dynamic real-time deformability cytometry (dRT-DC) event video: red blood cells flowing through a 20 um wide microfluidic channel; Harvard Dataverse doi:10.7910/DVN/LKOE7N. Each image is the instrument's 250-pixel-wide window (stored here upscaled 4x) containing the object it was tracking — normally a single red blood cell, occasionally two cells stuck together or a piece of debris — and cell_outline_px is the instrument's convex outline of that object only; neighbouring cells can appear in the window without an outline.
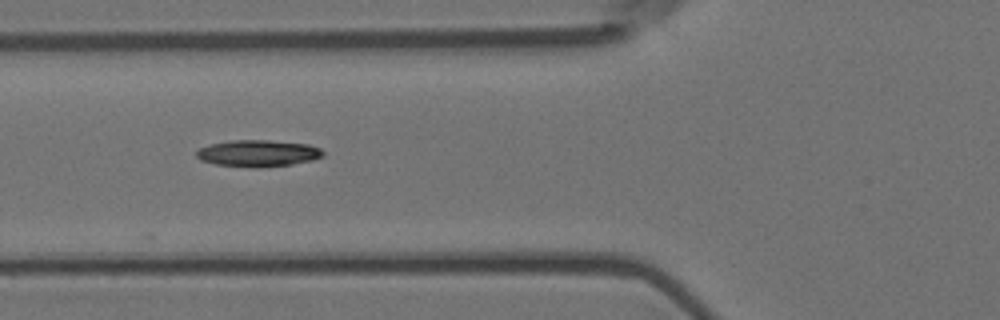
{"species": "Egyptian fruit bat (a non-hibernating species)", "species_latin": "Rousettus aegyptiacus", "temperature_condition": "room temperature", "stored_images_in_passage": 7, "camera_frame_rate_fps": 3000, "um_per_image_px": 0.085, "animal": {"sex": "female"}, "frame": {"image": 1, "passage_image": 3, "time_ms": 0.667, "image_size_px": [1000, 320], "cell_outline_px": [[324, 156], [312, 160], [292, 164], [256, 168], [216, 164], [200, 160], [196, 156], [196, 152], [200, 148], [212, 144], [232, 140], [268, 140], [308, 144], [320, 148], [324, 152]], "centroid_in_image_um": [21.95, 13.03], "position_along_channel_um": 103.8, "area_um2": 19.59}}
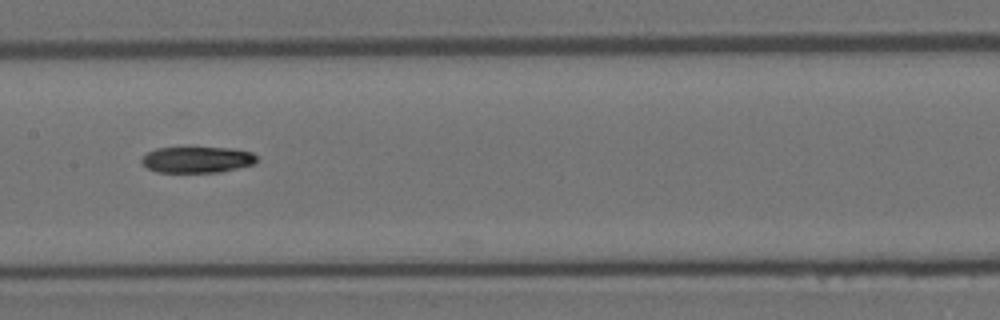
{"frame": {"image": 2, "passage_image": 5, "time_ms": 1.333, "image_size_px": [1000, 320], "cell_outline_px": [[256, 164], [220, 172], [156, 172], [148, 168], [140, 160], [148, 152], [156, 148], [232, 148], [252, 152], [256, 156]], "centroid_in_image_um": [16.78, 13.58], "position_along_channel_um": 190.6, "area_um2": 17.46}}
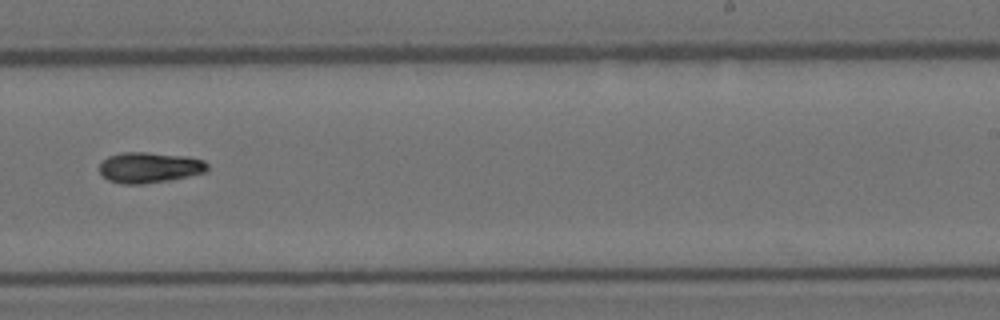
{"frame": {"image": 3, "passage_image": 7, "time_ms": 2.0, "image_size_px": [1000, 320], "cell_outline_px": [[208, 168], [204, 172], [188, 176], [168, 180], [144, 184], [124, 184], [108, 180], [100, 172], [100, 164], [108, 156], [120, 152], [144, 152], [188, 156], [204, 160], [208, 164]], "centroid_in_image_um": [12.7, 14.23], "position_along_channel_um": 276.3, "area_um2": 19.25}}